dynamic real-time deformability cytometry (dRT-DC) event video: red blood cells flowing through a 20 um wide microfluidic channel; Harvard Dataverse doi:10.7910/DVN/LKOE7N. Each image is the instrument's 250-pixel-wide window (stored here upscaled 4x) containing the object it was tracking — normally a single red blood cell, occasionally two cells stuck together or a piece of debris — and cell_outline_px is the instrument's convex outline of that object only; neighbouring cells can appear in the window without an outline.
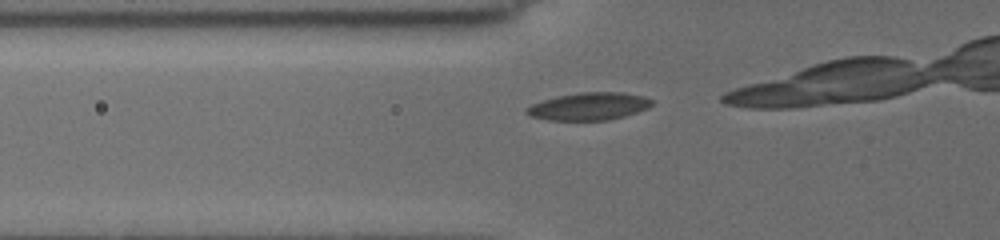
{"species": "common noctule bat (a hibernating species)", "species_latin": "Nyctalus noctula", "temperature_condition": "cold", "stored_images_in_passage": 8, "camera_frame_rate_fps": 3000, "um_per_image_px": 0.085, "animal": {"sex": "female", "body_mass_g": 19.5, "forearm_length_mm": 54.1}, "frame": {"image": 1, "passage_image": 4, "time_ms": 1.667, "image_size_px": [1000, 240], "cell_outline_px": [[652, 104], [648, 108], [624, 116], [608, 120], [548, 120], [532, 116], [524, 112], [524, 108], [532, 104], [556, 96], [580, 92], [620, 92], [644, 96], [652, 100]], "centroid_in_image_um": [50.04, 9.03], "position_along_channel_um": 75.8, "area_um2": 20.06}}